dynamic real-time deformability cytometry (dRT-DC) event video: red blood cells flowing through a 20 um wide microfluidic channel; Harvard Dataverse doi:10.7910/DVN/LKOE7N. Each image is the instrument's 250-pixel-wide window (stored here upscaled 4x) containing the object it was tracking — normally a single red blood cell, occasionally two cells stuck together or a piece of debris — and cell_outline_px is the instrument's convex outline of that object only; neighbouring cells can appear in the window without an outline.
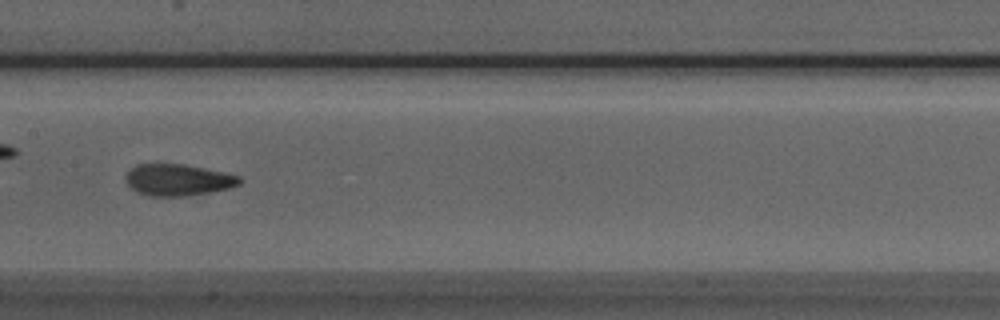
{"species": "Egyptian fruit bat (a non-hibernating species)", "species_latin": "Rousettus aegyptiacus", "temperature_condition": "room temperature", "stored_images_in_passage": 11, "camera_frame_rate_fps": 3000, "um_per_image_px": 0.085, "animal": {"sex": "male"}, "frame": {"image": 1, "passage_image": 8, "time_ms": 2.333, "image_size_px": [1000, 320], "cell_outline_px": [[244, 180], [240, 184], [228, 188], [208, 192], [184, 196], [148, 196], [136, 192], [124, 180], [124, 176], [136, 164], [184, 164], [240, 176]], "centroid_in_image_um": [15.1, 15.29], "position_along_channel_um": 192.3, "area_um2": 20.87}}
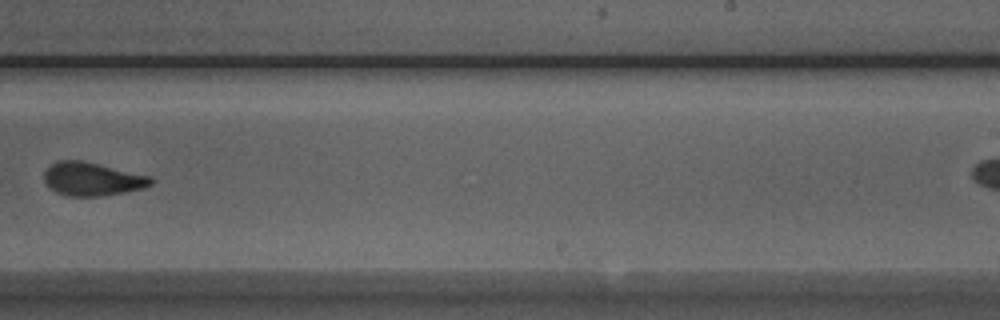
{"frame": {"image": 2, "passage_image": 10, "time_ms": 3.0, "image_size_px": [1000, 320], "cell_outline_px": [[156, 180], [152, 184], [144, 188], [128, 192], [104, 196], [68, 196], [56, 192], [44, 180], [44, 172], [56, 160], [84, 160], [152, 176]], "centroid_in_image_um": [7.91, 15.21], "position_along_channel_um": 281.1, "area_um2": 21.1}}
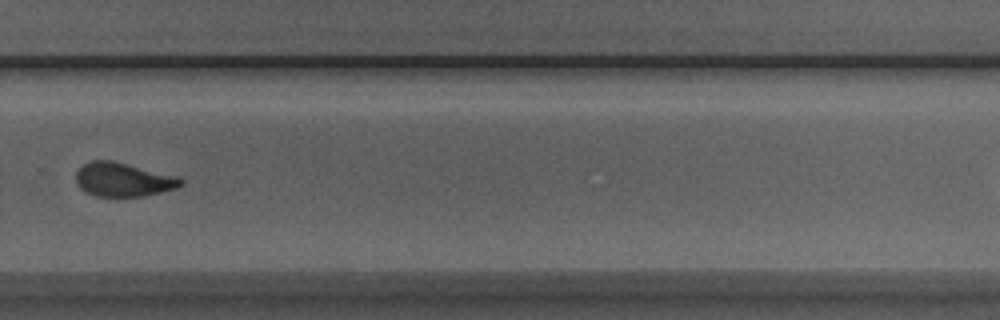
{"frame": {"image": 3, "passage_image": 11, "time_ms": 3.333, "image_size_px": [1000, 320], "cell_outline_px": [[184, 184], [176, 188], [160, 192], [140, 196], [96, 196], [80, 188], [76, 184], [76, 172], [84, 164], [92, 160], [112, 160], [176, 176], [184, 180]], "centroid_in_image_um": [10.46, 15.26], "position_along_channel_um": 319.3, "area_um2": 20.46}}